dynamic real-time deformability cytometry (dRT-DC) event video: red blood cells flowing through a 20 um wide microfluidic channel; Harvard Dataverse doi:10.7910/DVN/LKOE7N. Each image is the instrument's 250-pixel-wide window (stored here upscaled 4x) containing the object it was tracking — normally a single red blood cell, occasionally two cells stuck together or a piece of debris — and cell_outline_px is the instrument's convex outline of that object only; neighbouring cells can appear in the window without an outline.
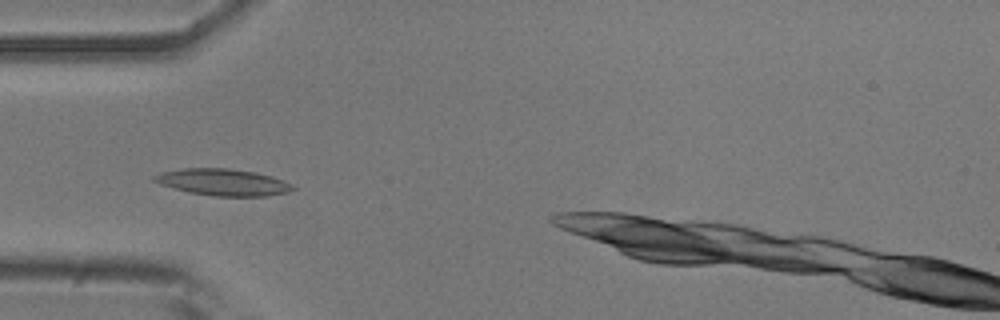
{"species": "common noctule bat (a hibernating species)", "species_latin": "Nyctalus noctula", "temperature_condition": "room temperature", "stored_images_in_passage": 49, "camera_frame_rate_fps": 3000, "um_per_image_px": 0.085, "animal": {"sex": "male", "body_mass_g": 20.5, "forearm_length_mm": 52.5}, "frame": {"image": 1, "passage_image": 12, "time_ms": 3.667, "image_size_px": [1000, 320], "cell_outline_px": [[296, 188], [288, 192], [268, 196], [212, 196], [188, 192], [160, 184], [152, 180], [152, 176], [160, 172], [184, 168], [228, 168], [256, 172], [272, 176], [284, 180], [292, 184]], "centroid_in_image_um": [18.96, 15.48], "position_along_channel_um": 66.0, "area_um2": 21.73}}
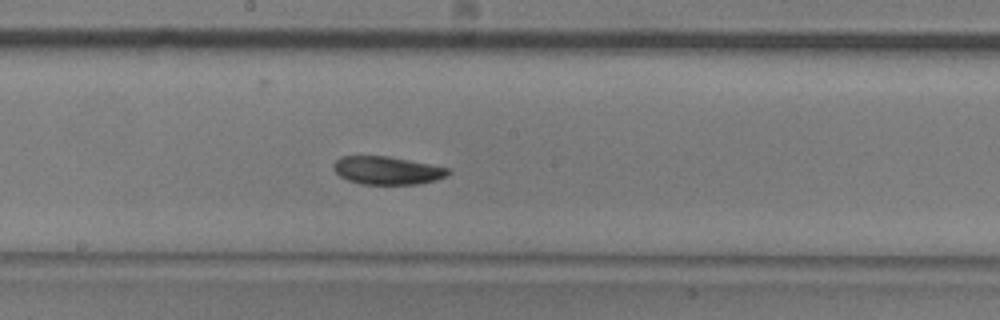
{"frame": {"image": 2, "passage_image": 24, "time_ms": 7.667, "image_size_px": [1000, 320], "cell_outline_px": [[452, 172], [436, 180], [416, 184], [360, 184], [348, 180], [340, 176], [332, 168], [332, 164], [340, 156], [388, 156], [448, 168]], "centroid_in_image_um": [32.86, 14.48], "position_along_channel_um": 215.3, "area_um2": 18.61}}
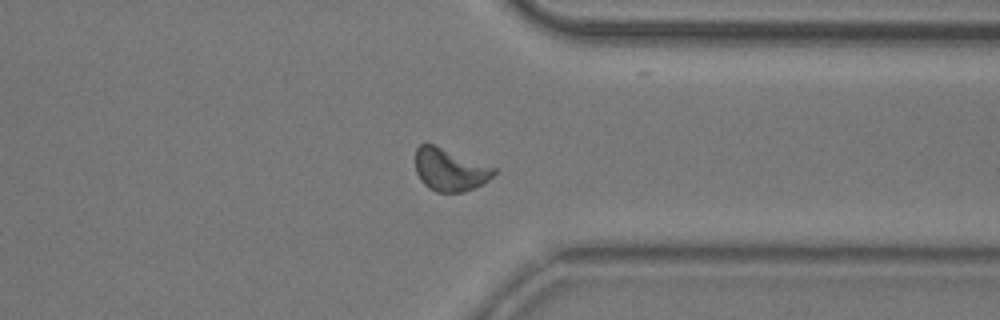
{"frame": {"image": 3, "passage_image": 37, "time_ms": 12.0, "image_size_px": [1000, 320], "cell_outline_px": [[496, 172], [488, 180], [476, 188], [464, 192], [436, 192], [428, 188], [420, 180], [416, 172], [416, 148], [420, 144], [432, 144], [496, 168]], "centroid_in_image_um": [38.23, 14.45], "position_along_channel_um": 373.2, "area_um2": 19.31}, "authors_computed_cell_mechanics": {"area_um2": 19.1896, "velocity_mm_per_s": 3.7164, "shape_relaxation_time_tau1_ms": 3.8433, "shape_relaxation_time_tau2_ms": 9.724, "deformation_change_tau1": 0.1141, "deformation_change_tau2": 0.1828}}